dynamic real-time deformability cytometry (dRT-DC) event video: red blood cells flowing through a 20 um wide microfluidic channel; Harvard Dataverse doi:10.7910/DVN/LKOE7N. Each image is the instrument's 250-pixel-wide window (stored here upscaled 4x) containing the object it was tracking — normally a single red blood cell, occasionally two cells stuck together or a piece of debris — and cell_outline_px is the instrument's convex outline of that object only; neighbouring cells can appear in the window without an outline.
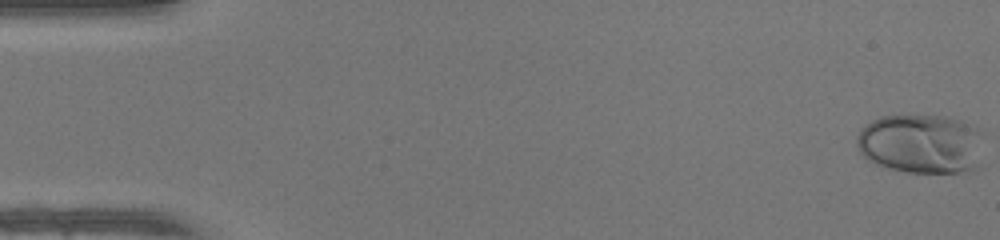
{"species": "human", "species_latin": "Homo sapiens", "temperature_condition": "warm", "stored_images_in_passage": 45, "camera_frame_rate_fps": 3000, "um_per_image_px": 0.085, "donor": {"sex": "female"}, "frame": {"image": 1, "passage_image": 1, "time_ms": 0.0, "image_size_px": [1000, 240], "cell_outline_px": [[980, 168], [960, 172], [908, 172], [888, 168], [876, 164], [868, 160], [860, 152], [856, 144], [856, 136], [860, 128], [872, 120], [880, 116], [944, 116], [960, 120], [976, 128]], "centroid_in_image_um": [78.2, 12.23], "position_along_channel_um": 6.8, "area_um2": 43.52}}
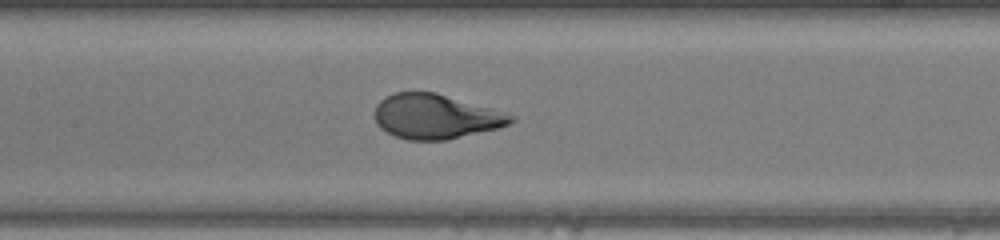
{"frame": {"image": 2, "passage_image": 24, "time_ms": 7.667, "image_size_px": [1000, 240], "cell_outline_px": [[516, 120], [508, 124], [496, 128], [444, 140], [408, 140], [396, 136], [380, 128], [376, 124], [376, 104], [384, 96], [396, 92], [436, 92], [516, 116]], "centroid_in_image_um": [36.99, 9.89], "position_along_channel_um": 170.4, "area_um2": 34.97}}
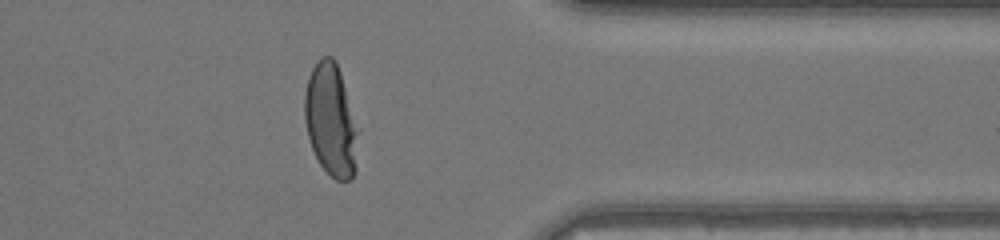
{"frame": {"image": 3, "passage_image": 40, "time_ms": 13.0, "image_size_px": [1000, 240], "cell_outline_px": [[360, 128], [356, 172], [348, 180], [336, 180], [320, 164], [312, 148], [308, 136], [304, 120], [304, 92], [308, 76], [312, 68], [320, 56], [332, 56], [336, 60]], "centroid_in_image_um": [28.16, 10.18], "position_along_channel_um": 383.2, "area_um2": 35.89}, "authors_computed_cell_mechanics": {"area_um2": 35.8938, "velocity_mm_per_s": 4.239, "shape_relaxation_time_tau1_ms": 3.6754, "shape_relaxation_time_tau2_ms": null, "deformation_change_tau1": 0.2429, "deformation_change_tau2": null}}